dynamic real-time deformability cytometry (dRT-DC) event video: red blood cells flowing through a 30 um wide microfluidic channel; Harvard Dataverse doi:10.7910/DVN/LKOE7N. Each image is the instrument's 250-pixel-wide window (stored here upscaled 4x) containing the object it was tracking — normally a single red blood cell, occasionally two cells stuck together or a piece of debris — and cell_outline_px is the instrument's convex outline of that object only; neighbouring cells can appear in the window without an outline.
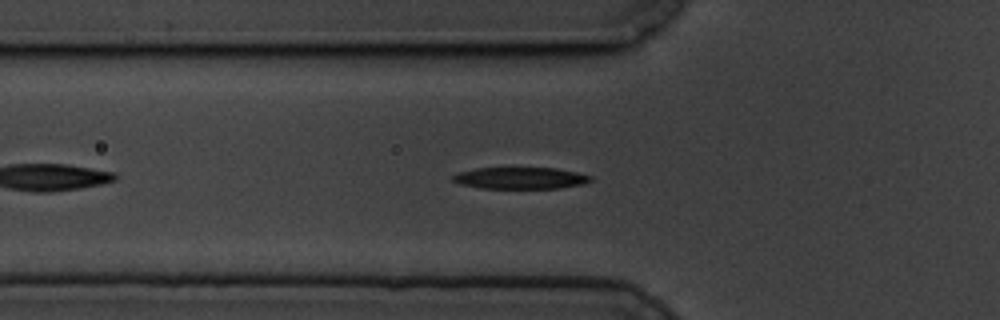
{"species": "common noctule bat (a hibernating species)", "species_latin": "Nyctalus noctula", "temperature_condition": "cold", "stored_images_in_passage": 48, "camera_frame_rate_fps": 3000, "um_per_image_px": 0.085, "animal": {"sex": "male", "body_mass_g": 19.5, "forearm_length_mm": 54.6}, "frame": {"image": 1, "passage_image": 8, "time_ms": 2.333, "image_size_px": [1000, 320], "cell_outline_px": [[592, 180], [584, 184], [560, 188], [480, 188], [460, 184], [452, 180], [452, 176], [456, 172], [476, 168], [556, 168], [576, 172], [592, 176]], "centroid_in_image_um": [44.22, 15.13], "position_along_channel_um": 81.6, "area_um2": 17.46}}
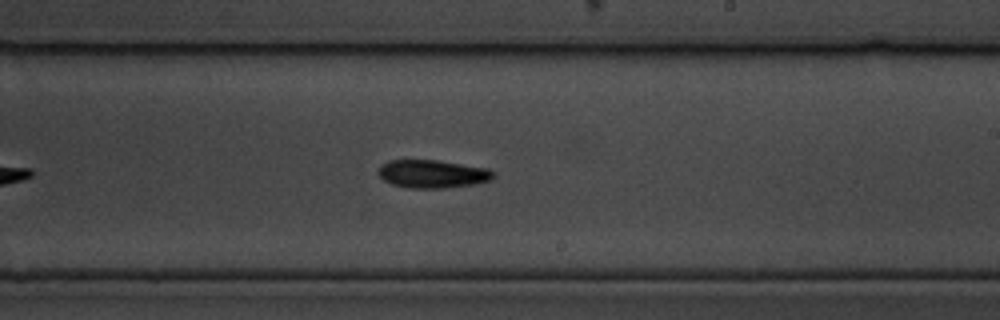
{"frame": {"image": 2, "passage_image": 23, "time_ms": 7.333, "image_size_px": [1000, 320], "cell_outline_px": [[496, 176], [488, 180], [472, 184], [444, 188], [408, 188], [392, 184], [384, 180], [376, 172], [380, 164], [388, 160], [436, 160], [488, 168], [496, 172]], "centroid_in_image_um": [36.72, 14.77], "position_along_channel_um": 252.3, "area_um2": 18.9}}
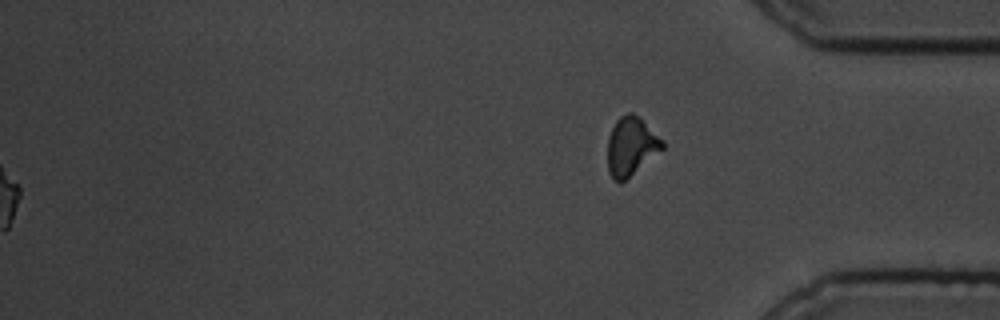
{"frame": {"image": 3, "passage_image": 48, "time_ms": 15.667, "image_size_px": [1000, 320], "cell_outline_px": [[664, 148], [620, 184], [608, 172], [608, 136], [616, 120], [620, 116], [628, 112], [632, 112], [640, 116], [664, 140]], "centroid_in_image_um": [53.66, 12.39], "position_along_channel_um": 381.5, "area_um2": 18.79}, "authors_computed_cell_mechanics": {"area_um2": 18.2648, "velocity_mm_per_s": 3.4108, "shape_relaxation_time_tau1_ms": 2.7888, "shape_relaxation_time_tau2_ms": null, "deformation_change_tau1": 0.1502, "deformation_change_tau2": null}}